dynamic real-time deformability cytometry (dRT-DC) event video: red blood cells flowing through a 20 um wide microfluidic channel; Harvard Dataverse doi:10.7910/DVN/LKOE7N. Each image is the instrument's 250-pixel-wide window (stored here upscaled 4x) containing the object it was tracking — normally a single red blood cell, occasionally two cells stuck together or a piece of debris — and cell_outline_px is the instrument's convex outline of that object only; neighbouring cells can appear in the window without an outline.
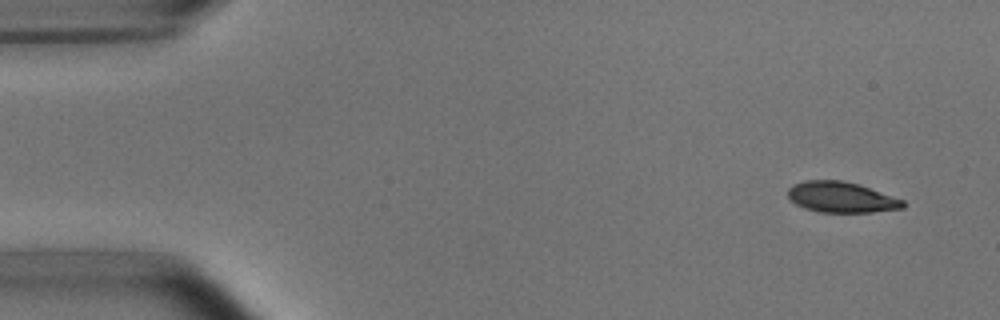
{"species": "common noctule bat (a hibernating species)", "species_latin": "Nyctalus noctula", "temperature_condition": "room temperature", "stored_images_in_passage": 7, "camera_frame_rate_fps": 3000, "um_per_image_px": 0.085, "animal": {"sex": "male", "body_mass_g": 15.6}, "frame": {"image": 1, "passage_image": 1, "time_ms": 0.0, "image_size_px": [1000, 320], "cell_outline_px": [[904, 208], [872, 212], [820, 212], [804, 208], [796, 204], [788, 196], [788, 188], [792, 184], [804, 180], [844, 180], [860, 184], [904, 200]], "centroid_in_image_um": [71.5, 16.75], "position_along_channel_um": 13.5, "area_um2": 20.69}}
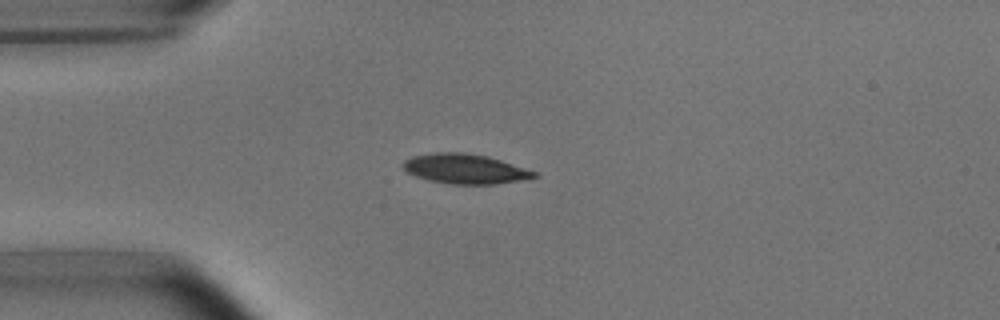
{"frame": {"image": 2, "passage_image": 4, "time_ms": 3.333, "image_size_px": [1000, 320], "cell_outline_px": [[540, 176], [520, 180], [496, 184], [452, 184], [428, 180], [416, 176], [408, 172], [404, 168], [404, 160], [412, 156], [432, 152], [464, 152], [488, 156], [536, 172]], "centroid_in_image_um": [39.52, 14.34], "position_along_channel_um": 45.5, "area_um2": 22.6}}
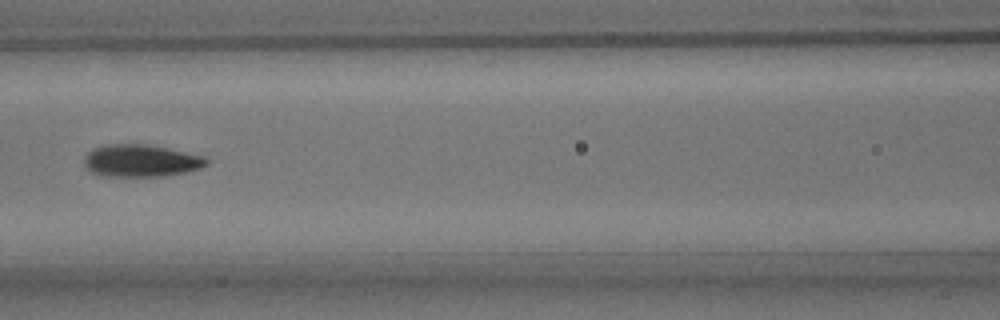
{"frame": {"image": 3, "passage_image": 7, "time_ms": 6.667, "image_size_px": [1000, 320], "cell_outline_px": [[212, 160], [208, 164], [200, 168], [168, 176], [100, 176], [88, 172], [84, 164], [84, 156], [88, 152], [96, 148], [108, 144], [148, 144], [168, 148], [204, 156]], "centroid_in_image_um": [11.98, 13.67], "position_along_channel_um": 154.6, "area_um2": 23.29}}